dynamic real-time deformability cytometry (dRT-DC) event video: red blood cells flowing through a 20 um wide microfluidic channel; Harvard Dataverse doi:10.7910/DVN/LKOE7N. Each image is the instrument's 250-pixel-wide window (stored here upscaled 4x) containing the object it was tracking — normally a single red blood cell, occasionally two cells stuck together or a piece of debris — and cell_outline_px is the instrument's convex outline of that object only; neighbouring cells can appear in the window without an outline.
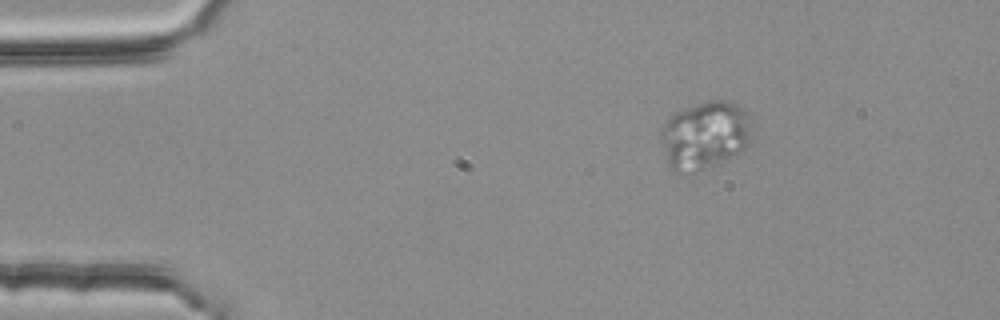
{"species": "common noctule bat (a hibernating species)", "species_latin": "Nyctalus noctula", "temperature_condition": "room temperature", "stored_images_in_passage": 3, "camera_frame_rate_fps": 3000, "um_per_image_px": 0.085, "animal": {"sex": "female", "body_mass_g": 25.1}, "frame": {"image": 1, "passage_image": 1, "time_ms": 0.0, "image_size_px": [1000, 320], "cell_outline_px": [[748, 144], [740, 152], [724, 160], [696, 172], [676, 172], [668, 164], [664, 140], [664, 124], [676, 112], [696, 104], [708, 100], [724, 100], [736, 104], [744, 108], [748, 112]], "centroid_in_image_um": [59.95, 11.47], "position_along_channel_um": 25.1, "area_um2": 34.74}}
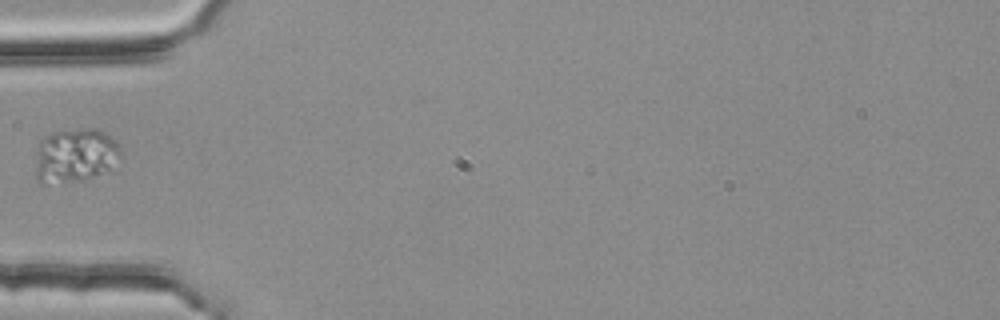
{"frame": {"image": 2, "passage_image": 3, "time_ms": 0.667, "image_size_px": [1000, 320], "cell_outline_px": [[120, 156], [108, 168], [84, 180], [40, 184], [36, 180], [36, 172], [40, 140], [52, 132], [80, 128], [96, 128], [104, 132], [116, 140], [120, 148]], "centroid_in_image_um": [6.38, 13.19], "position_along_channel_um": 78.6, "area_um2": 26.47}}